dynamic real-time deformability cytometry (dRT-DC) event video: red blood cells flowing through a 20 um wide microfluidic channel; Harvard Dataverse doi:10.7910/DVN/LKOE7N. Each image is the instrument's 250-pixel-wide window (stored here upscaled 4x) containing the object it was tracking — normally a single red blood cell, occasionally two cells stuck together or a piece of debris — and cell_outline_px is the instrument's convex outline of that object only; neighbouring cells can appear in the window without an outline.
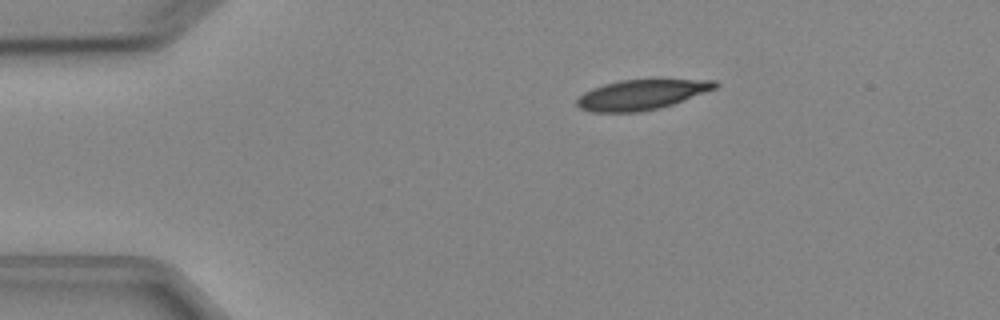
{"species": "Egyptian fruit bat (a non-hibernating species)", "species_latin": "Rousettus aegyptiacus", "temperature_condition": "cold", "stored_images_in_passage": 2, "camera_frame_rate_fps": 3000, "um_per_image_px": 0.085, "animal": {"sex": "female"}, "frame": {"image": 1, "passage_image": 1, "time_ms": 0.0, "image_size_px": [1000, 320], "cell_outline_px": [[720, 84], [716, 88], [672, 104], [660, 108], [640, 112], [592, 112], [580, 108], [576, 104], [576, 100], [584, 92], [592, 88], [604, 84], [620, 80], [716, 80]], "centroid_in_image_um": [54.5, 8.05], "position_along_channel_um": 30.5, "area_um2": 23.99}}